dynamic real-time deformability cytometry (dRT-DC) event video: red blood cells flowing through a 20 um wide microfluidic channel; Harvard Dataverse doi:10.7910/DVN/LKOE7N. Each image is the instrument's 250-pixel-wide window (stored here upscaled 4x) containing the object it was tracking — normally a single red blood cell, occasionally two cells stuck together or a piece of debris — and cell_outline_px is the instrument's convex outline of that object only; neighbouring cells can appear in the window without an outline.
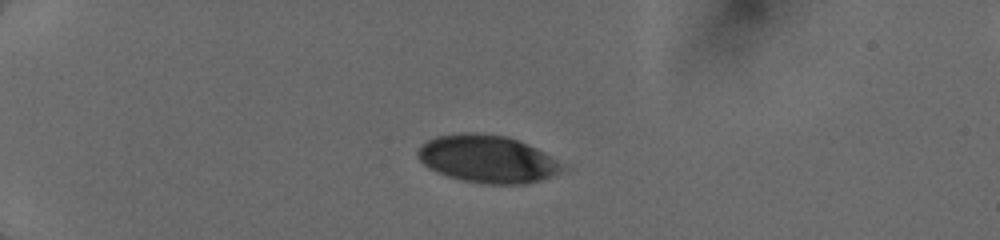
{"species": "human", "species_latin": "Homo sapiens", "temperature_condition": "cold", "stored_images_in_passage": 24, "camera_frame_rate_fps": 3000, "um_per_image_px": 0.085, "donor": {"sex": "female"}, "frame": {"image": 1, "passage_image": 19, "time_ms": 4.667, "image_size_px": [1000, 240], "cell_outline_px": [[572, 168], [564, 172], [540, 180], [524, 184], [484, 184], [464, 180], [448, 176], [436, 172], [428, 168], [416, 156], [416, 152], [428, 140], [436, 136], [460, 132], [472, 132], [508, 136], [528, 144], [572, 164]], "centroid_in_image_um": [41.57, 13.51], "position_along_channel_um": 43.4, "area_um2": 41.04}}